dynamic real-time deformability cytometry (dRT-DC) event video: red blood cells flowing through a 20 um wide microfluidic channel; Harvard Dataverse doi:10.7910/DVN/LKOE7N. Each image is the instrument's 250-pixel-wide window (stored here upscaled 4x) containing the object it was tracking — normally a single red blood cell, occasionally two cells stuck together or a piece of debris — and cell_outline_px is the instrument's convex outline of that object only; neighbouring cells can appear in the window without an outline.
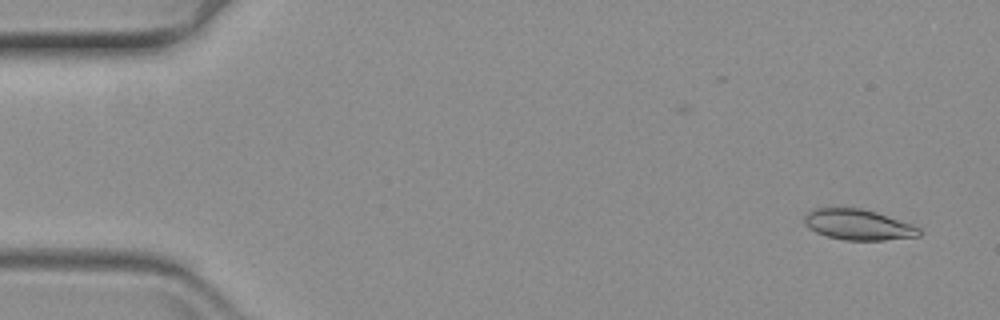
{"species": "common noctule bat (a hibernating species)", "species_latin": "Nyctalus noctula", "temperature_condition": "warm", "stored_images_in_passage": 17, "camera_frame_rate_fps": 3000, "um_per_image_px": 0.085, "animal": {"sex": "female", "body_mass_g": 19.3, "forearm_length_mm": 54.1}, "frame": {"image": 1, "passage_image": 3, "time_ms": 0.667, "image_size_px": [1000, 320], "cell_outline_px": [[924, 232], [920, 236], [884, 240], [844, 240], [828, 236], [816, 232], [808, 228], [804, 224], [804, 216], [808, 212], [816, 208], [860, 208], [876, 212], [912, 224], [920, 228]], "centroid_in_image_um": [72.97, 19.1], "position_along_channel_um": 12.0, "area_um2": 20.52}}
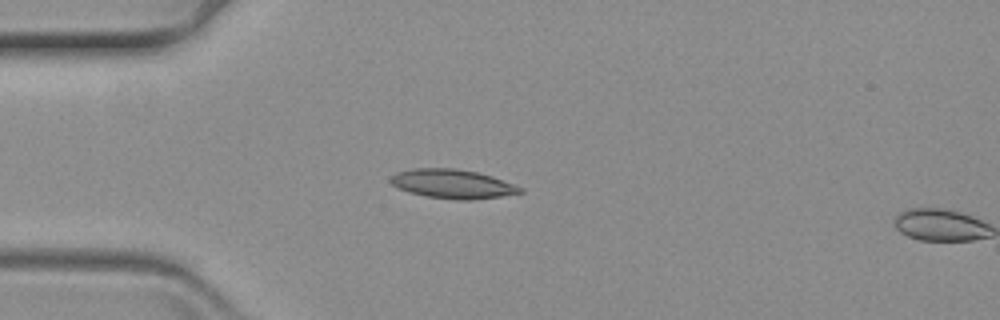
{"frame": {"image": 2, "passage_image": 16, "time_ms": 5.0, "image_size_px": [1000, 320], "cell_outline_px": [[524, 192], [500, 196], [472, 200], [456, 200], [428, 196], [408, 192], [396, 188], [388, 180], [396, 172], [412, 168], [456, 168], [476, 172], [492, 176], [524, 188]], "centroid_in_image_um": [38.44, 15.63], "position_along_channel_um": 46.6, "area_um2": 22.02}}